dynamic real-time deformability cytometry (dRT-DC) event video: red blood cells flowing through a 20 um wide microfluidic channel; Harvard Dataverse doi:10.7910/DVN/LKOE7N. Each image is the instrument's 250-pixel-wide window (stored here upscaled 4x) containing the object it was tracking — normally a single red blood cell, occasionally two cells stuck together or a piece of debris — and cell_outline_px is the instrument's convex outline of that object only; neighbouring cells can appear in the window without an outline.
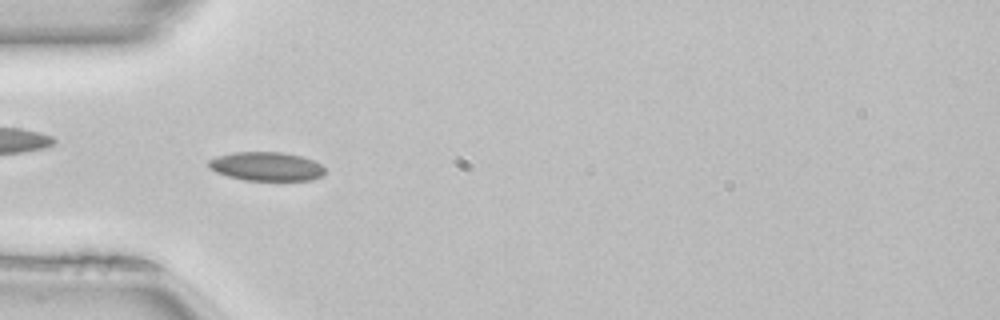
{"species": "common noctule bat (a hibernating species)", "species_latin": "Nyctalus noctula", "temperature_condition": "room temperature", "stored_images_in_passage": 50, "camera_frame_rate_fps": 3000, "um_per_image_px": 0.085, "animal": {"sex": "female", "body_mass_g": 22.7, "forearm_length_mm": 54.2}, "frame": {"image": 1, "passage_image": 15, "time_ms": 4.667, "image_size_px": [1000, 320], "cell_outline_px": [[324, 172], [320, 176], [312, 180], [244, 180], [228, 176], [216, 172], [208, 168], [208, 160], [216, 156], [232, 152], [284, 152], [300, 156], [312, 160], [320, 164], [324, 168]], "centroid_in_image_um": [22.59, 14.14], "position_along_channel_um": 62.4, "area_um2": 19.54}, "authors_computed_cell_mechanics": {"area_um2": 18.6983, "velocity_mm_per_s": 4.0817, "shape_relaxation_time_tau1_ms": null, "shape_relaxation_time_tau2_ms": 6.7457, "deformation_change_tau1": null, "deformation_change_tau2": 0.1125}}